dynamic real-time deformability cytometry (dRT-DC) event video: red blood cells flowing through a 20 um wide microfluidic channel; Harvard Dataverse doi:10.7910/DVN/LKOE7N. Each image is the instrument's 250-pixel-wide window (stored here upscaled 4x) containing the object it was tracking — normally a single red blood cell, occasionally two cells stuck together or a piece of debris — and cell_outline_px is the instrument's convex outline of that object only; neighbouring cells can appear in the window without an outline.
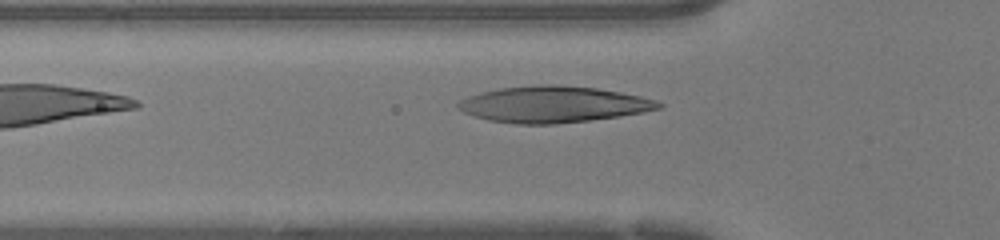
{"species": "human", "species_latin": "Homo sapiens", "temperature_condition": "warm", "stored_images_in_passage": 16, "camera_frame_rate_fps": 3000, "um_per_image_px": 0.085, "donor": {"sex": "female"}, "frame": {"image": 1, "passage_image": 6, "time_ms": 1.667, "image_size_px": [1000, 240], "cell_outline_px": [[664, 104], [660, 108], [640, 112], [616, 116], [588, 120], [556, 124], [516, 124], [488, 120], [464, 112], [456, 108], [456, 104], [460, 100], [468, 96], [500, 88], [540, 84], [552, 84], [596, 88], [620, 92], [640, 96], [656, 100]], "centroid_in_image_um": [46.99, 8.87], "position_along_channel_um": 78.8, "area_um2": 42.02}}
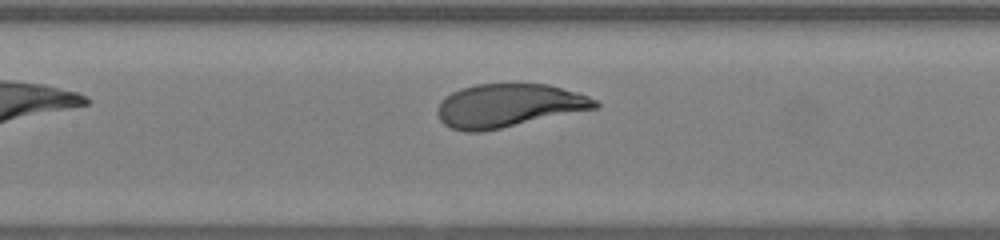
{"frame": {"image": 2, "passage_image": 12, "time_ms": 3.667, "image_size_px": [1000, 240], "cell_outline_px": [[600, 108], [480, 132], [464, 132], [452, 128], [444, 124], [440, 120], [436, 112], [436, 108], [440, 100], [452, 92], [460, 88], [476, 84], [548, 84], [576, 92], [588, 96], [596, 100], [600, 104]], "centroid_in_image_um": [43.21, 8.98], "position_along_channel_um": 164.2, "area_um2": 40.0}}
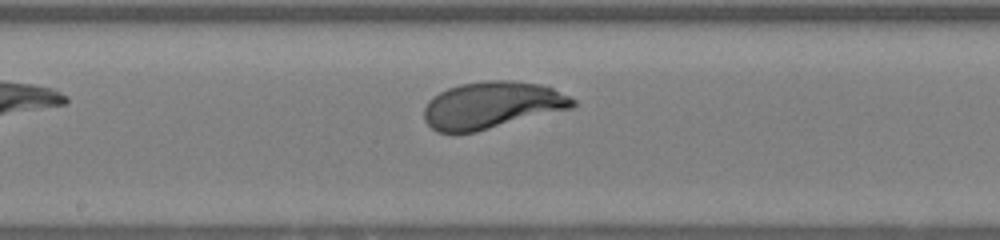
{"frame": {"image": 3, "passage_image": 15, "time_ms": 4.667, "image_size_px": [1000, 240], "cell_outline_px": [[576, 108], [476, 132], [436, 132], [424, 120], [424, 108], [428, 100], [432, 96], [448, 88], [460, 84], [484, 80], [512, 80], [540, 84], [552, 88], [576, 100]], "centroid_in_image_um": [41.84, 8.94], "position_along_channel_um": 206.4, "area_um2": 41.1}}